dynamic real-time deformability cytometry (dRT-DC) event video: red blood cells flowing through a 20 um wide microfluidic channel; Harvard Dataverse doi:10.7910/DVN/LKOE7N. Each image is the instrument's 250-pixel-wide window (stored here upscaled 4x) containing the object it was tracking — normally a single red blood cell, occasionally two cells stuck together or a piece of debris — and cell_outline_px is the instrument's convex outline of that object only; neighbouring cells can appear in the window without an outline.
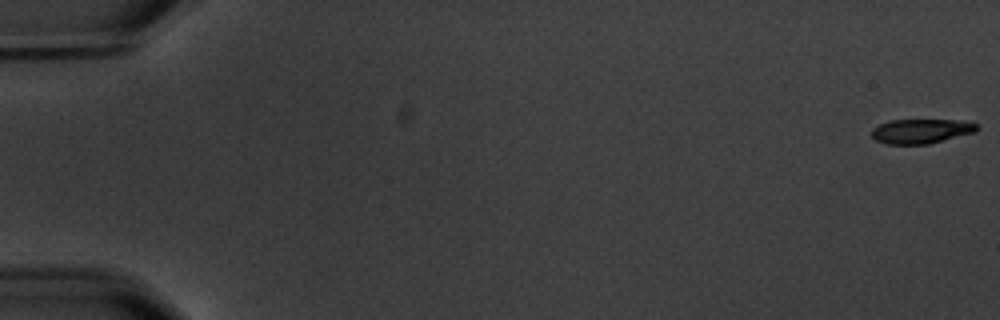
{"species": "common noctule bat (a hibernating species)", "species_latin": "Nyctalus noctula", "temperature_condition": "warm", "stored_images_in_passage": 7, "camera_frame_rate_fps": 3000, "um_per_image_px": 0.085, "animal": {"sex": "male", "body_mass_g": 20.1, "forearm_length_mm": 53.5}, "frame": {"image": 1, "passage_image": 1, "time_ms": 0.0, "image_size_px": [1000, 320], "cell_outline_px": [[980, 128], [976, 132], [928, 144], [888, 144], [876, 140], [872, 136], [872, 128], [888, 120], [964, 120], [976, 124]], "centroid_in_image_um": [78.32, 11.14], "position_along_channel_um": 6.7, "area_um2": 15.09}}